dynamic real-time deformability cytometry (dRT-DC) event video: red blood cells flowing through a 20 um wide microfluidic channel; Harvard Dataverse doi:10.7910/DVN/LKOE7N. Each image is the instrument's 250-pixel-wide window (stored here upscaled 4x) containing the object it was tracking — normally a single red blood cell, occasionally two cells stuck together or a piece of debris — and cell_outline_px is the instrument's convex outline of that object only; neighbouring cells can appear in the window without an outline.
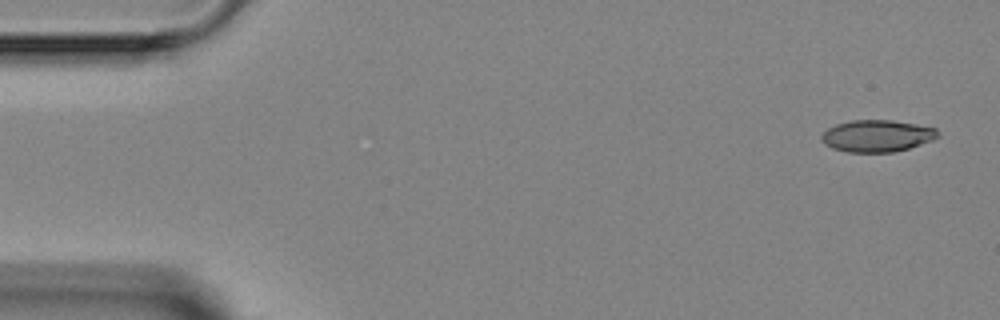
{"species": "Egyptian fruit bat (a non-hibernating species)", "species_latin": "Rousettus aegyptiacus", "temperature_condition": "room temperature", "stored_images_in_passage": 5, "camera_frame_rate_fps": 3000, "um_per_image_px": 0.085, "animal": {"sex": "female"}, "frame": {"image": 1, "passage_image": 1, "time_ms": 0.0, "image_size_px": [1000, 320], "cell_outline_px": [[940, 136], [932, 140], [908, 148], [892, 152], [848, 152], [832, 148], [824, 144], [820, 140], [820, 136], [828, 128], [836, 124], [852, 120], [892, 120], [916, 124], [936, 128], [940, 132]], "centroid_in_image_um": [74.54, 11.55], "position_along_channel_um": 10.5, "area_um2": 21.68}}
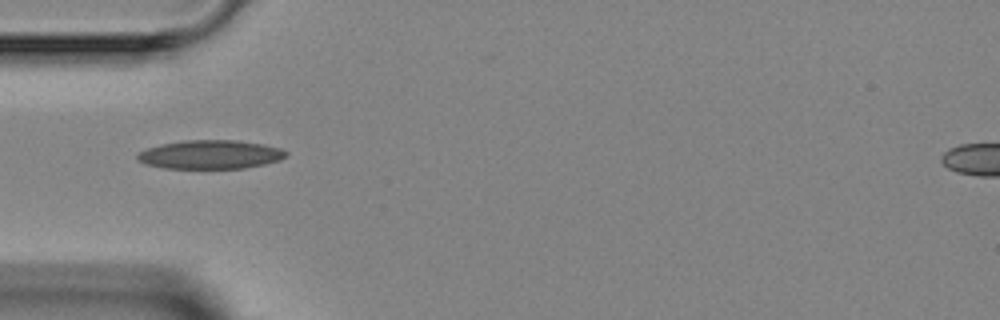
{"frame": {"image": 2, "passage_image": 4, "time_ms": 4.333, "image_size_px": [1000, 320], "cell_outline_px": [[288, 152], [280, 160], [264, 164], [244, 168], [164, 168], [144, 164], [136, 160], [136, 156], [140, 152], [148, 148], [160, 144], [184, 140], [236, 140], [260, 144], [280, 148]], "centroid_in_image_um": [17.83, 13.13], "position_along_channel_um": 67.2, "area_um2": 24.8}}
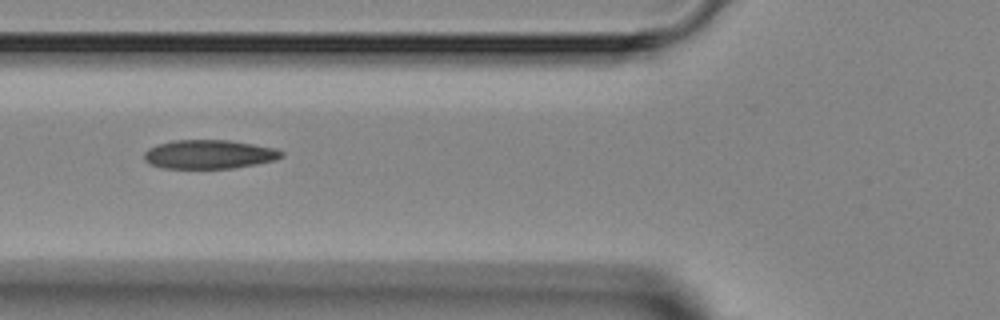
{"frame": {"image": 3, "passage_image": 5, "time_ms": 5.333, "image_size_px": [1000, 320], "cell_outline_px": [[284, 156], [276, 160], [256, 164], [232, 168], [164, 168], [148, 164], [144, 160], [144, 152], [148, 148], [156, 144], [172, 140], [228, 140], [276, 148], [284, 152]], "centroid_in_image_um": [17.76, 13.11], "position_along_channel_um": 108.0, "area_um2": 23.29}}